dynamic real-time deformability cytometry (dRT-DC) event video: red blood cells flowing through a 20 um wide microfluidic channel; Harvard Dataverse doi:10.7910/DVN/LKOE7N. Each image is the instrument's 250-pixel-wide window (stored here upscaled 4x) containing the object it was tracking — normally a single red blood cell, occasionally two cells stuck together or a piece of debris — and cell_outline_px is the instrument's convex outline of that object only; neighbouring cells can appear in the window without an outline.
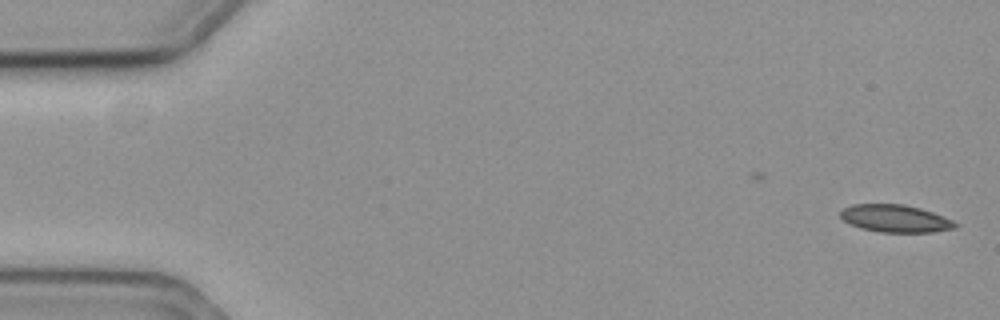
{"species": "common noctule bat (a hibernating species)", "species_latin": "Nyctalus noctula", "temperature_condition": "cold", "stored_images_in_passage": 17, "camera_frame_rate_fps": 3000, "um_per_image_px": 0.085, "animal": {"sex": "female", "body_mass_g": 19.3, "forearm_length_mm": 54.1}, "frame": {"image": 1, "passage_image": 1, "time_ms": 0.0, "image_size_px": [1000, 320], "cell_outline_px": [[960, 224], [956, 228], [932, 232], [880, 232], [860, 228], [844, 220], [840, 216], [840, 212], [844, 208], [852, 204], [904, 204], [920, 208], [944, 216]], "centroid_in_image_um": [76.13, 18.57], "position_along_channel_um": 8.9, "area_um2": 18.38}}
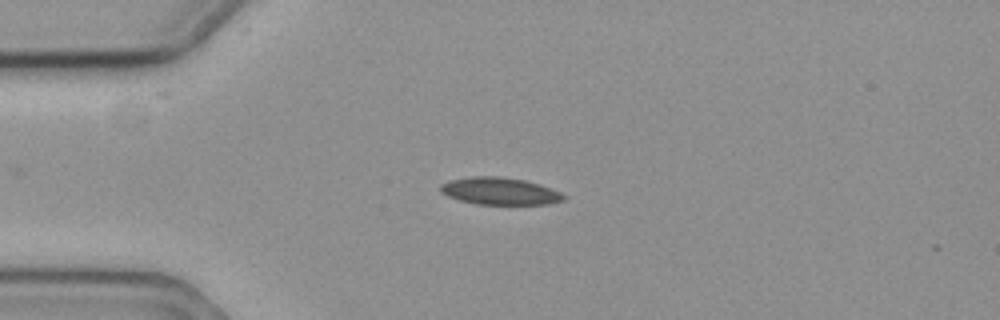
{"frame": {"image": 2, "passage_image": 14, "time_ms": 4.333, "image_size_px": [1000, 320], "cell_outline_px": [[568, 196], [564, 200], [548, 204], [476, 204], [460, 200], [448, 196], [440, 192], [440, 184], [452, 180], [472, 176], [500, 176], [524, 180], [560, 192]], "centroid_in_image_um": [42.47, 16.25], "position_along_channel_um": 42.5, "area_um2": 19.36}}